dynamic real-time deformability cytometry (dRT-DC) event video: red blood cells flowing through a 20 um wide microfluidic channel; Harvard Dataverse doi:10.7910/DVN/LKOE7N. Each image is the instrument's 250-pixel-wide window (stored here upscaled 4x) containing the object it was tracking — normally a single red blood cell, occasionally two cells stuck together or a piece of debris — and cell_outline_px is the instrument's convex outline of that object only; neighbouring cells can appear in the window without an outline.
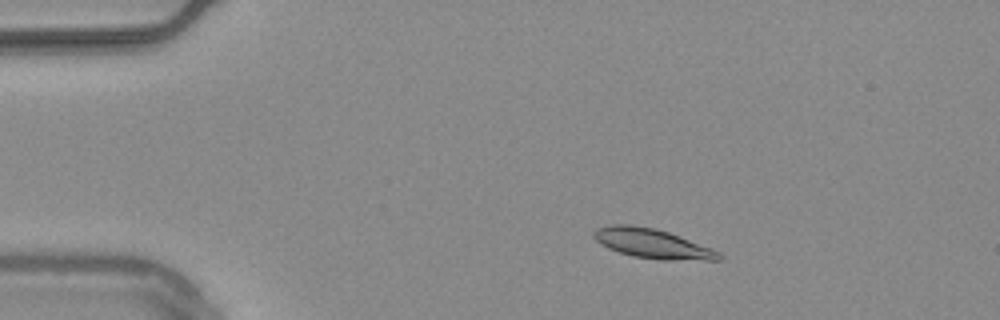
{"species": "common noctule bat (a hibernating species)", "species_latin": "Nyctalus noctula", "temperature_condition": "warm", "stored_images_in_passage": 54, "camera_frame_rate_fps": 3000, "um_per_image_px": 0.085, "animal": {"sex": "male", "body_mass_g": 20.4}, "frame": {"image": 1, "passage_image": 9, "time_ms": 2.667, "image_size_px": [1000, 320], "cell_outline_px": [[724, 256], [720, 260], [660, 260], [632, 256], [608, 248], [600, 244], [592, 236], [592, 232], [596, 228], [608, 224], [632, 224], [656, 228], [668, 232], [720, 252]], "centroid_in_image_um": [55.4, 20.69], "position_along_channel_um": 29.6, "area_um2": 21.68}}
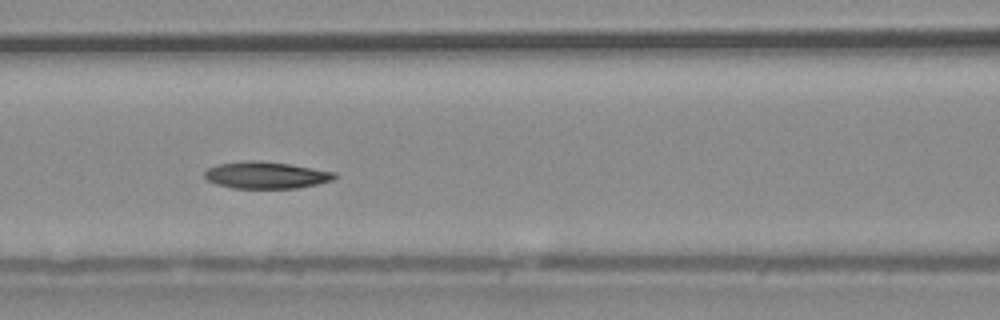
{"frame": {"image": 2, "passage_image": 23, "time_ms": 7.333, "image_size_px": [1000, 320], "cell_outline_px": [[336, 176], [332, 180], [316, 184], [296, 188], [232, 188], [216, 184], [208, 180], [204, 176], [204, 172], [208, 168], [216, 164], [248, 160], [288, 164], [336, 172]], "centroid_in_image_um": [22.57, 14.89], "position_along_channel_um": 144.0, "area_um2": 20.11}}
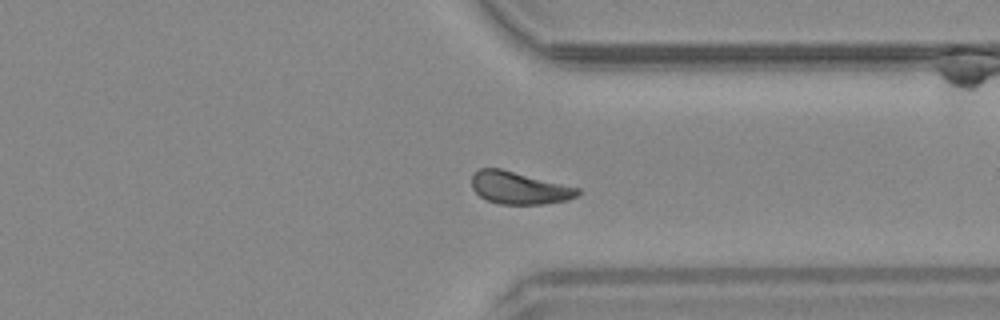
{"frame": {"image": 3, "passage_image": 41, "time_ms": 13.333, "image_size_px": [1000, 320], "cell_outline_px": [[580, 192], [576, 196], [568, 200], [544, 204], [500, 204], [488, 200], [480, 196], [472, 188], [472, 176], [480, 168], [500, 168], [580, 188]], "centroid_in_image_um": [44.14, 15.97], "position_along_channel_um": 367.3, "area_um2": 19.88}, "authors_computed_cell_mechanics": {"area_um2": 20.519, "velocity_mm_per_s": 3.7162, "shape_relaxation_time_tau1_ms": 8.8047, "shape_relaxation_time_tau2_ms": null, "deformation_change_tau1": 0.1666, "deformation_change_tau2": null}}